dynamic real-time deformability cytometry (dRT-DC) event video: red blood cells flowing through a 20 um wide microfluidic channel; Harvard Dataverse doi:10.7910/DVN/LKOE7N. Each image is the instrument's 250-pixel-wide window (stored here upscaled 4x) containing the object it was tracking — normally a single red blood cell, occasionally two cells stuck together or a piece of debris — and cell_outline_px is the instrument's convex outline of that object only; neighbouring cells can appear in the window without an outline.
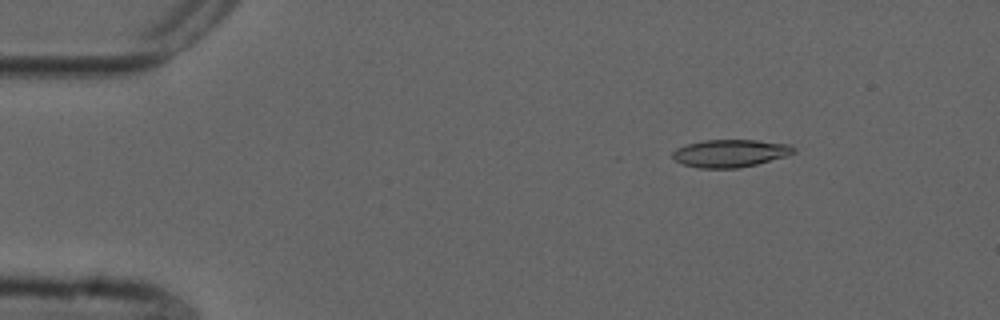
{"species": "common noctule bat (a hibernating species)", "species_latin": "Nyctalus noctula", "temperature_condition": "cold", "stored_images_in_passage": 51, "camera_frame_rate_fps": 3000, "um_per_image_px": 0.085, "animal": {"sex": "male", "forearm_length_mm": 52.5}, "frame": {"image": 1, "passage_image": 4, "time_ms": 1.0, "image_size_px": [1000, 320], "cell_outline_px": [[796, 152], [784, 156], [756, 164], [736, 168], [696, 168], [684, 164], [676, 160], [672, 156], [672, 152], [676, 148], [688, 144], [704, 140], [756, 140], [792, 144], [796, 148]], "centroid_in_image_um": [62.08, 13.02], "position_along_channel_um": 22.9, "area_um2": 19.42}}
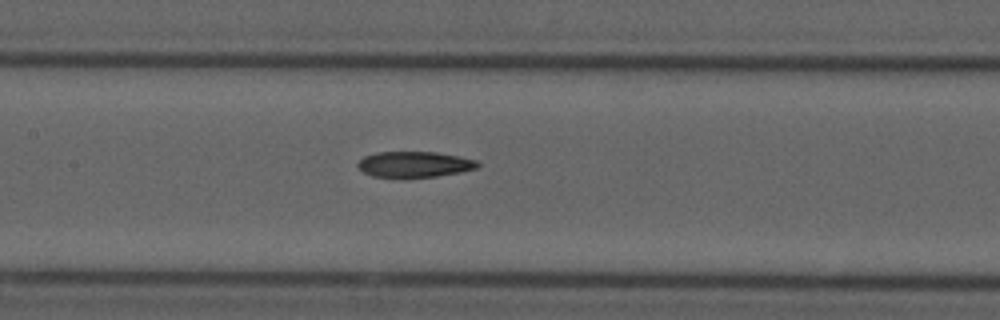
{"frame": {"image": 2, "passage_image": 22, "time_ms": 7.0, "image_size_px": [1000, 320], "cell_outline_px": [[480, 168], [460, 172], [436, 176], [400, 180], [372, 176], [364, 172], [356, 164], [364, 156], [376, 152], [436, 152], [460, 156], [476, 160], [480, 164]], "centroid_in_image_um": [35.22, 14.0], "position_along_channel_um": 172.2, "area_um2": 18.67}}
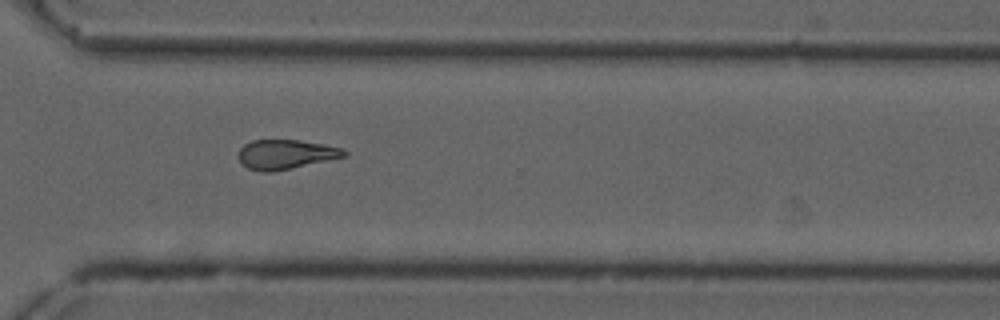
{"frame": {"image": 3, "passage_image": 36, "time_ms": 11.667, "image_size_px": [1000, 320], "cell_outline_px": [[348, 156], [272, 172], [260, 172], [248, 168], [240, 164], [236, 156], [240, 148], [244, 144], [252, 140], [300, 140], [324, 144], [340, 148], [348, 152]], "centroid_in_image_um": [24.24, 13.12], "position_along_channel_um": 346.4, "area_um2": 18.38}, "authors_computed_cell_mechanics": {"area_um2": 18.8428, "velocity_mm_per_s": 3.7383, "shape_relaxation_time_tau1_ms": null, "shape_relaxation_time_tau2_ms": 5.7289, "deformation_change_tau1": null, "deformation_change_tau2": 0.1511}}